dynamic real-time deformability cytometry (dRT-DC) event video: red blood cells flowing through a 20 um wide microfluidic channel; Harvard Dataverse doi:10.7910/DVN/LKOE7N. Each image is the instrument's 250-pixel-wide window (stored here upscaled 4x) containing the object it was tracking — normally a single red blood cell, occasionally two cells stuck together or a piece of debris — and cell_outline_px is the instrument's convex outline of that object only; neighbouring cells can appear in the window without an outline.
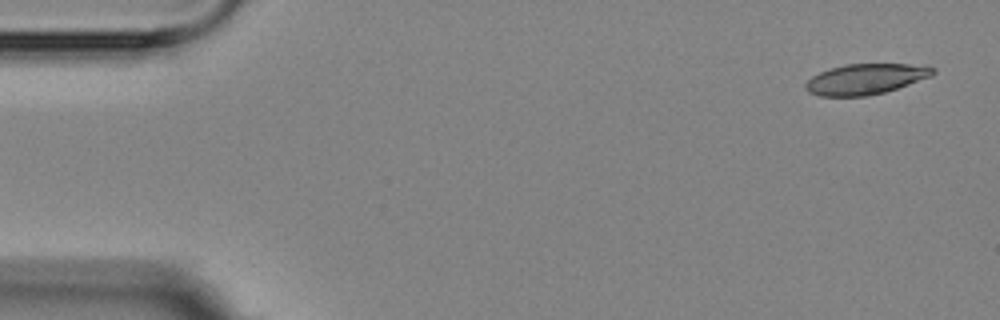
{"species": "Egyptian fruit bat (a non-hibernating species)", "species_latin": "Rousettus aegyptiacus", "temperature_condition": "room temperature", "stored_images_in_passage": 4, "camera_frame_rate_fps": 3000, "um_per_image_px": 0.085, "animal": {"sex": "female"}, "frame": {"image": 1, "passage_image": 1, "time_ms": 0.0, "image_size_px": [1000, 320], "cell_outline_px": [[936, 72], [932, 76], [884, 92], [868, 96], [820, 96], [808, 92], [804, 88], [804, 84], [812, 76], [820, 72], [844, 64], [908, 64], [936, 68]], "centroid_in_image_um": [73.55, 6.72], "position_along_channel_um": 11.5, "area_um2": 22.54}}
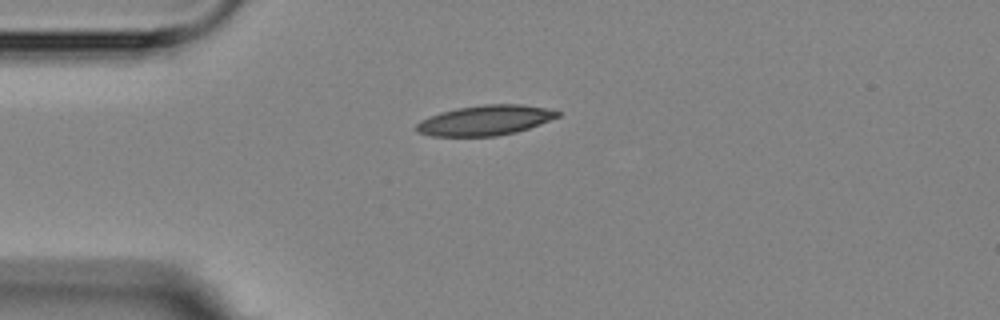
{"frame": {"image": 2, "passage_image": 4, "time_ms": 3.667, "image_size_px": [1000, 320], "cell_outline_px": [[560, 116], [540, 124], [516, 132], [496, 136], [432, 136], [416, 132], [416, 124], [420, 120], [440, 112], [456, 108], [484, 104], [524, 104], [544, 108], [560, 112]], "centroid_in_image_um": [41.22, 10.22], "position_along_channel_um": 43.8, "area_um2": 24.74}}